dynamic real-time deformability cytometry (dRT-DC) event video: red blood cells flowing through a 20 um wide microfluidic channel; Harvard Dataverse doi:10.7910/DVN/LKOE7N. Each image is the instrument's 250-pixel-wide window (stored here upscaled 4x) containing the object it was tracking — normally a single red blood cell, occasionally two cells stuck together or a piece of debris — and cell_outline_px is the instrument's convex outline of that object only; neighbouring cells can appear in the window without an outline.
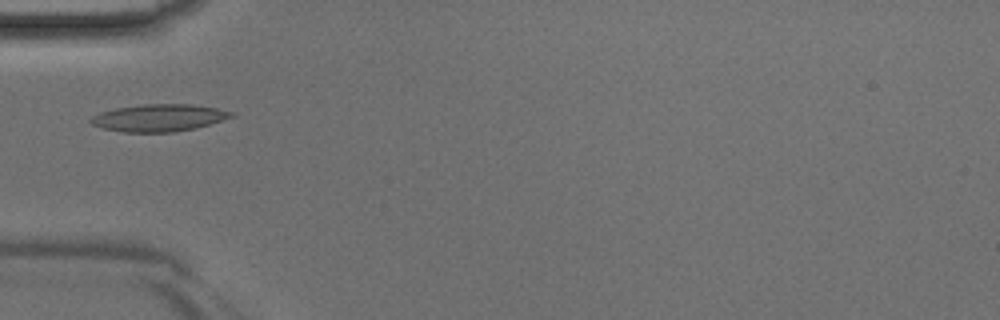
{"species": "Egyptian fruit bat (a non-hibernating species)", "species_latin": "Rousettus aegyptiacus", "temperature_condition": "room temperature", "stored_images_in_passage": 31, "camera_frame_rate_fps": 3000, "um_per_image_px": 0.085, "animal": {"sex": "male"}, "frame": {"image": 1, "passage_image": 1, "time_ms": 0.0, "image_size_px": [1000, 320], "cell_outline_px": [[236, 116], [196, 128], [176, 132], [124, 132], [100, 128], [92, 124], [88, 120], [92, 116], [100, 112], [116, 108], [144, 104], [192, 104], [216, 108], [236, 112]], "centroid_in_image_um": [13.52, 10.01], "position_along_channel_um": 71.5, "area_um2": 22.48}}
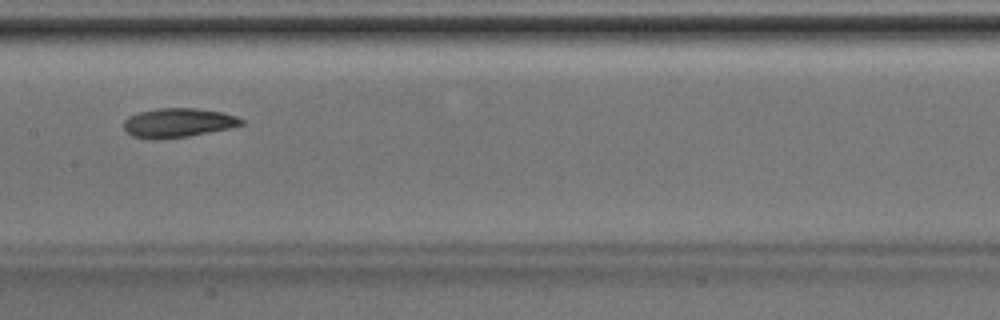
{"frame": {"image": 2, "passage_image": 9, "time_ms": 2.667, "image_size_px": [1000, 320], "cell_outline_px": [[244, 124], [228, 128], [188, 136], [156, 140], [152, 140], [132, 136], [124, 128], [124, 120], [128, 116], [140, 112], [156, 108], [196, 108], [224, 112], [236, 116], [244, 120]], "centroid_in_image_um": [15.12, 10.43], "position_along_channel_um": 192.3, "area_um2": 20.06}}
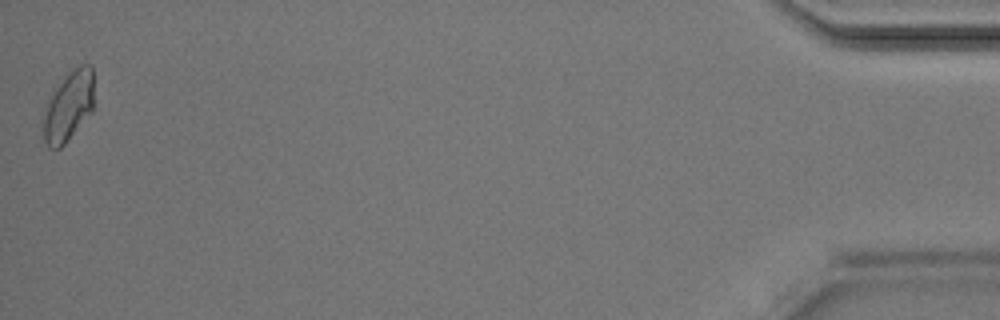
{"frame": {"image": 3, "passage_image": 31, "time_ms": 10.0, "image_size_px": [1000, 320], "cell_outline_px": [[92, 112], [64, 144], [60, 148], [48, 148], [40, 132], [44, 108], [52, 92], [80, 64], [88, 64], [92, 68]], "centroid_in_image_um": [5.76, 9.12], "position_along_channel_um": 429.4, "area_um2": 20.4}}